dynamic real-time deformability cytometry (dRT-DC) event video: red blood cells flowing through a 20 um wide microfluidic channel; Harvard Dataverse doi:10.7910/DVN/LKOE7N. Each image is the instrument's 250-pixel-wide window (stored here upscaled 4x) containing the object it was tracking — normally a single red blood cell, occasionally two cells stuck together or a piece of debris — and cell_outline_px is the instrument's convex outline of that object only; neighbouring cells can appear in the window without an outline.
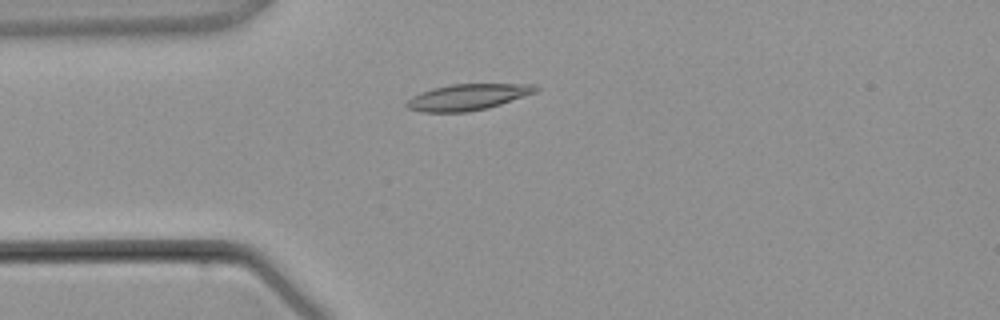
{"species": "common noctule bat (a hibernating species)", "species_latin": "Nyctalus noctula", "temperature_condition": "warm", "stored_images_in_passage": 2, "camera_frame_rate_fps": 3000, "um_per_image_px": 0.085, "animal": {"sex": "male", "body_mass_g": 21.5, "forearm_length_mm": 52.0}, "frame": {"image": 1, "passage_image": 2, "time_ms": 1.333, "image_size_px": [1000, 320], "cell_outline_px": [[540, 88], [536, 92], [500, 104], [468, 112], [420, 112], [408, 108], [404, 104], [412, 96], [420, 92], [432, 88], [452, 84], [536, 84]], "centroid_in_image_um": [39.73, 8.24], "position_along_channel_um": 45.3, "area_um2": 19.59}}